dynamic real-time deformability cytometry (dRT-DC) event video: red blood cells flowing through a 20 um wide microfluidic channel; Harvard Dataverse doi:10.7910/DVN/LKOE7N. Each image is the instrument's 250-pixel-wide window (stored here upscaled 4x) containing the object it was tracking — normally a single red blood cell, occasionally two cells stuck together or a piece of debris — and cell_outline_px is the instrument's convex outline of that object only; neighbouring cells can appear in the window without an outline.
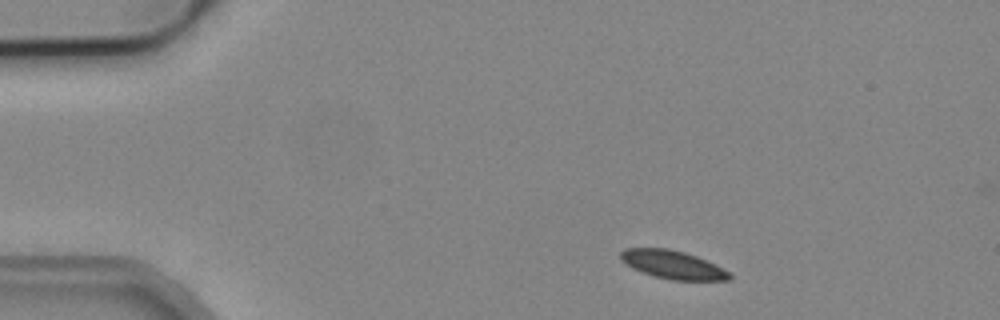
{"species": "common noctule bat (a hibernating species)", "species_latin": "Nyctalus noctula", "temperature_condition": "cold", "stored_images_in_passage": 3, "camera_frame_rate_fps": 3000, "um_per_image_px": 0.085, "animal": {"sex": "male", "body_mass_g": 19.2, "forearm_length_mm": 51.8}, "frame": {"image": 1, "passage_image": 1, "time_ms": 0.0, "image_size_px": [1000, 320], "cell_outline_px": [[732, 276], [728, 280], [672, 280], [656, 276], [644, 272], [620, 260], [620, 252], [624, 248], [668, 248], [684, 252], [696, 256], [716, 264], [732, 272]], "centroid_in_image_um": [57.24, 22.49], "position_along_channel_um": 27.8, "area_um2": 17.8}}